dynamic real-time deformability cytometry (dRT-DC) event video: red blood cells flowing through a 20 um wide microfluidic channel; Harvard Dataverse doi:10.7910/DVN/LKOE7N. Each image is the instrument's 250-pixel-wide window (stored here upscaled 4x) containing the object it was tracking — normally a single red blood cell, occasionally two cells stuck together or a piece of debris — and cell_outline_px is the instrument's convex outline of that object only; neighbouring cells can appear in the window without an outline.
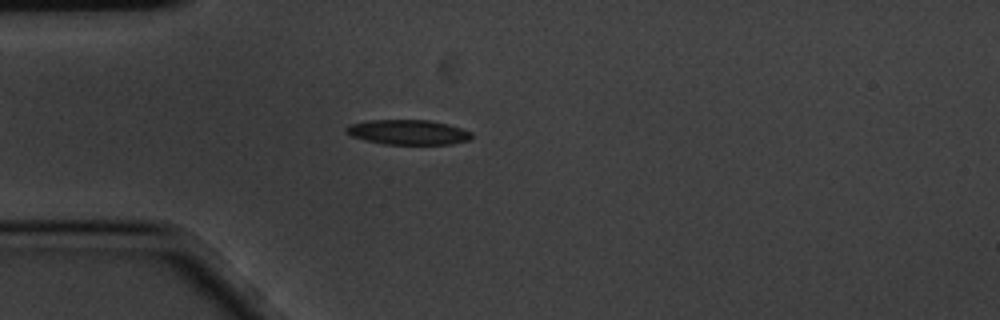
{"species": "common noctule bat (a hibernating species)", "species_latin": "Nyctalus noctula", "temperature_condition": "cold", "stored_images_in_passage": 4, "camera_frame_rate_fps": 3000, "um_per_image_px": 0.085, "animal": {"sex": "male", "body_mass_g": 20.1, "forearm_length_mm": 53.5}, "frame": {"image": 1, "passage_image": 4, "time_ms": 1.0, "image_size_px": [1000, 320], "cell_outline_px": [[472, 136], [468, 140], [452, 144], [384, 144], [364, 140], [352, 136], [344, 132], [344, 128], [348, 124], [368, 120], [428, 120], [448, 124], [472, 132]], "centroid_in_image_um": [34.63, 11.23], "position_along_channel_um": 50.4, "area_um2": 18.26}}